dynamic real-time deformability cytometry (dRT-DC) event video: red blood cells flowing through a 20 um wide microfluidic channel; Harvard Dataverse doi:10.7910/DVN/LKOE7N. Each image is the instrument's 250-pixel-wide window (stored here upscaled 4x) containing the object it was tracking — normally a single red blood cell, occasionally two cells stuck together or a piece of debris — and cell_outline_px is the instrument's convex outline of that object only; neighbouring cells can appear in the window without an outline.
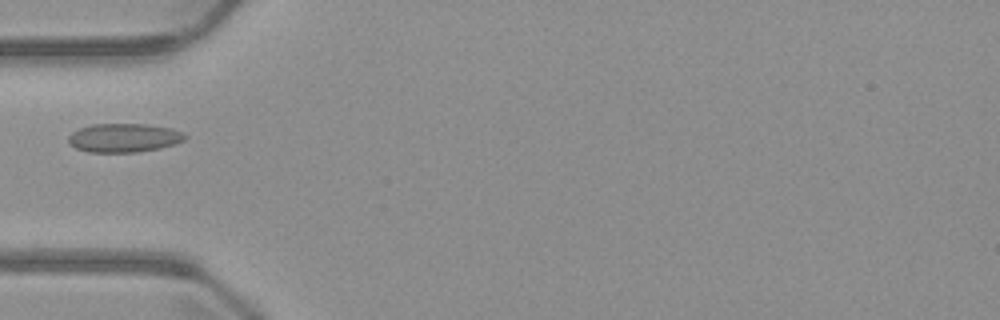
{"species": "common noctule bat (a hibernating species)", "species_latin": "Nyctalus noctula", "temperature_condition": "warm", "stored_images_in_passage": 6, "camera_frame_rate_fps": 3000, "um_per_image_px": 0.085, "animal": {"sex": "male", "body_mass_g": 23.1, "forearm_length_mm": 52.7}, "frame": {"image": 1, "passage_image": 5, "time_ms": 4.667, "image_size_px": [1000, 320], "cell_outline_px": [[188, 136], [184, 140], [176, 144], [160, 148], [136, 152], [88, 152], [76, 148], [68, 144], [68, 136], [72, 132], [80, 128], [92, 124], [148, 124], [172, 128], [184, 132]], "centroid_in_image_um": [10.56, 11.71], "position_along_channel_um": 74.4, "area_um2": 19.77}}
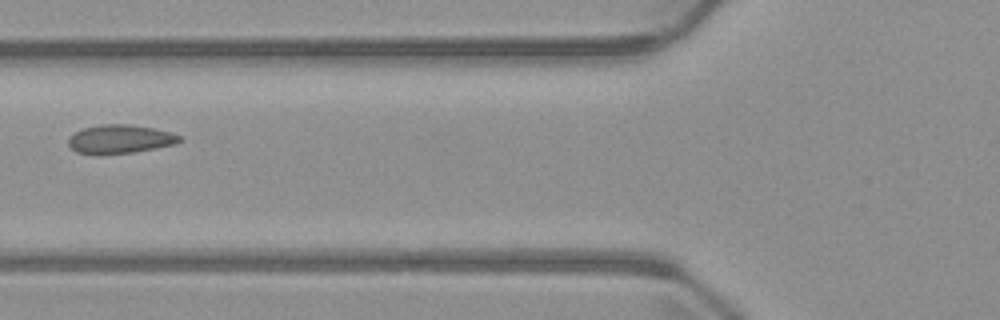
{"frame": {"image": 2, "passage_image": 6, "time_ms": 5.667, "image_size_px": [1000, 320], "cell_outline_px": [[184, 140], [176, 144], [132, 152], [96, 156], [76, 152], [68, 144], [68, 136], [84, 128], [100, 124], [128, 124], [152, 128], [172, 132], [180, 136]], "centroid_in_image_um": [10.18, 11.84], "position_along_channel_um": 115.6, "area_um2": 18.84}}